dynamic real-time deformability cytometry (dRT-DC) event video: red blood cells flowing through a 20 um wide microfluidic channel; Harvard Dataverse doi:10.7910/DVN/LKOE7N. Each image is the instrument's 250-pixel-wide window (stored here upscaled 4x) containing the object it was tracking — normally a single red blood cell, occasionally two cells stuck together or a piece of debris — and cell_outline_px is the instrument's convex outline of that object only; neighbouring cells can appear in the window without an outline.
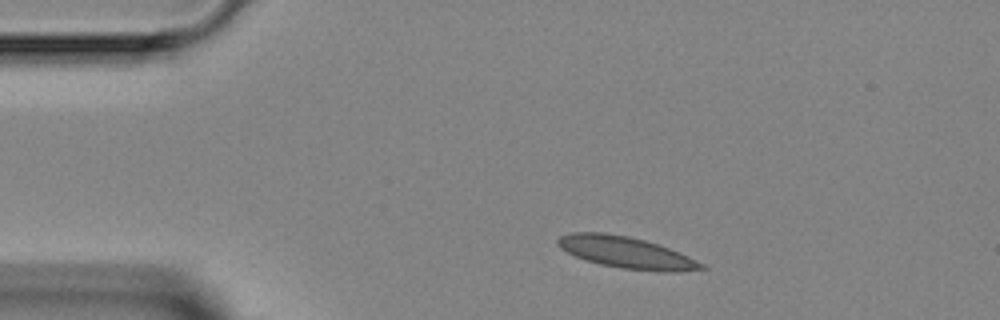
{"species": "Egyptian fruit bat (a non-hibernating species)", "species_latin": "Rousettus aegyptiacus", "temperature_condition": "room temperature", "stored_images_in_passage": 2, "camera_frame_rate_fps": 3000, "um_per_image_px": 0.085, "animal": {"sex": "female"}, "frame": {"image": 1, "passage_image": 1, "time_ms": 0.0, "image_size_px": [1000, 320], "cell_outline_px": [[708, 268], [680, 272], [660, 272], [620, 268], [600, 264], [576, 256], [560, 248], [556, 244], [556, 240], [560, 236], [572, 232], [604, 232], [628, 236], [644, 240], [668, 248], [688, 256], [704, 264]], "centroid_in_image_um": [53.23, 21.46], "position_along_channel_um": 31.8, "area_um2": 26.36}}